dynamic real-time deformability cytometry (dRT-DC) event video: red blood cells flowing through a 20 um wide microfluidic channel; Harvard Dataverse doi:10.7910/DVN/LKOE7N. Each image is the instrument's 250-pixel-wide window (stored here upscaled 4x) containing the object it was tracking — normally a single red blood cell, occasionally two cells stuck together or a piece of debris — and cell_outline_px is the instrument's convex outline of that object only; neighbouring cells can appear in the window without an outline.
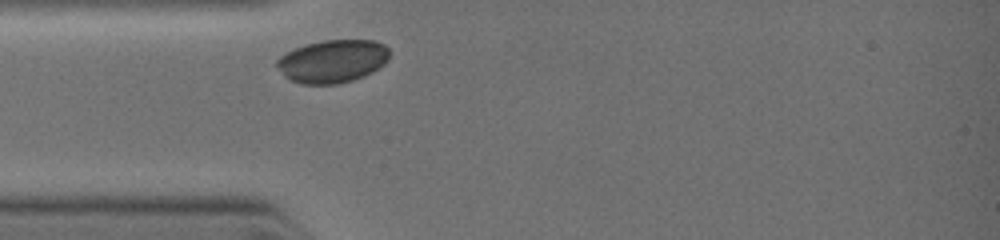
{"species": "common noctule bat (a hibernating species)", "species_latin": "Nyctalus noctula", "temperature_condition": "warm", "stored_images_in_passage": 1, "camera_frame_rate_fps": 3000, "um_per_image_px": 0.085, "animal": {"sex": "female", "body_mass_g": 19.0, "forearm_length_mm": 51.5}, "frame": {"image": 1, "passage_image": 1, "time_ms": 0.0, "image_size_px": [1000, 240], "cell_outline_px": [[388, 60], [384, 64], [372, 72], [364, 76], [352, 80], [336, 84], [300, 84], [284, 76], [276, 64], [276, 60], [280, 56], [296, 48], [308, 44], [324, 40], [376, 40], [384, 44], [388, 48]], "centroid_in_image_um": [28.28, 5.2], "position_along_channel_um": 56.7, "area_um2": 28.03}}